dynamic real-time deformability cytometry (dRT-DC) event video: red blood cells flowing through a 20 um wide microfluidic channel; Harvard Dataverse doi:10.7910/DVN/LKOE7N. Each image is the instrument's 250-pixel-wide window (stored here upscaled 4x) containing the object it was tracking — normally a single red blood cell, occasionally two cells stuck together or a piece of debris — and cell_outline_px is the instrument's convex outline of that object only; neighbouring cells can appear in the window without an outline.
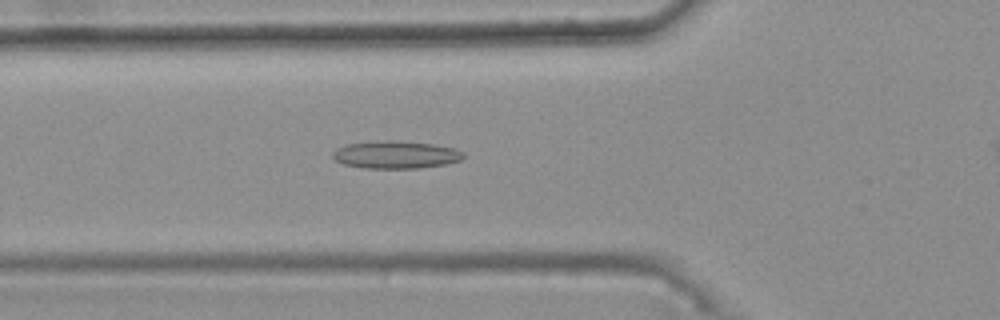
{"species": "common noctule bat (a hibernating species)", "species_latin": "Nyctalus noctula", "temperature_condition": "warm", "stored_images_in_passage": 34, "camera_frame_rate_fps": 3000, "um_per_image_px": 0.085, "animal": {"sex": "female", "body_mass_g": 25.1}, "frame": {"image": 1, "passage_image": 4, "time_ms": 1.0, "image_size_px": [1000, 320], "cell_outline_px": [[464, 156], [460, 160], [448, 164], [420, 168], [364, 168], [344, 164], [336, 160], [332, 156], [332, 152], [336, 148], [344, 144], [388, 140], [392, 140], [432, 144], [456, 148], [464, 152]], "centroid_in_image_um": [33.65, 13.15], "position_along_channel_um": 92.2, "area_um2": 21.1}}
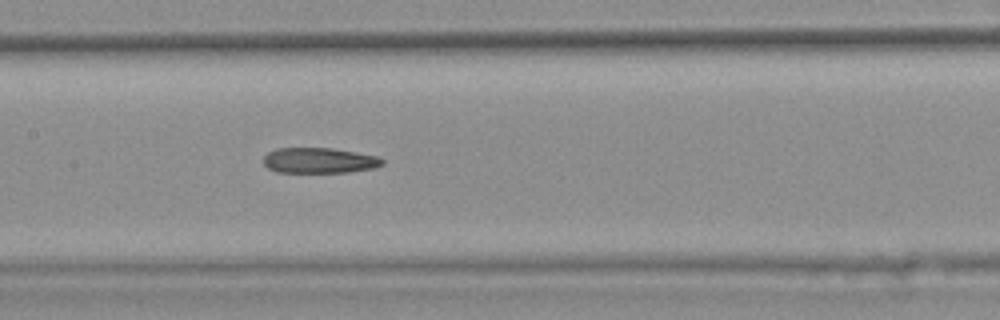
{"frame": {"image": 2, "passage_image": 11, "time_ms": 3.333, "image_size_px": [1000, 320], "cell_outline_px": [[384, 164], [372, 168], [348, 172], [276, 172], [268, 168], [264, 164], [264, 156], [268, 152], [276, 148], [332, 148], [356, 152], [376, 156], [384, 160]], "centroid_in_image_um": [27.11, 13.63], "position_along_channel_um": 180.3, "area_um2": 17.57}}
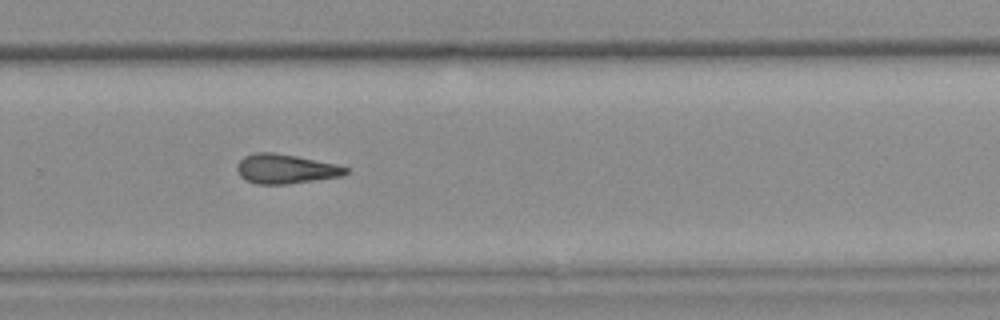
{"frame": {"image": 3, "passage_image": 21, "time_ms": 6.667, "image_size_px": [1000, 320], "cell_outline_px": [[348, 172], [344, 176], [288, 184], [256, 184], [244, 180], [240, 176], [236, 168], [236, 164], [244, 156], [256, 152], [272, 152], [296, 156], [336, 164], [348, 168]], "centroid_in_image_um": [24.25, 14.36], "position_along_channel_um": 305.5, "area_um2": 18.79}, "authors_computed_cell_mechanics": {"area_um2": 18.7272, "velocity_mm_per_s": 3.7677, "shape_relaxation_time_tau1_ms": null, "shape_relaxation_time_tau2_ms": 5.7585, "deformation_change_tau1": null, "deformation_change_tau2": 0.1807}}